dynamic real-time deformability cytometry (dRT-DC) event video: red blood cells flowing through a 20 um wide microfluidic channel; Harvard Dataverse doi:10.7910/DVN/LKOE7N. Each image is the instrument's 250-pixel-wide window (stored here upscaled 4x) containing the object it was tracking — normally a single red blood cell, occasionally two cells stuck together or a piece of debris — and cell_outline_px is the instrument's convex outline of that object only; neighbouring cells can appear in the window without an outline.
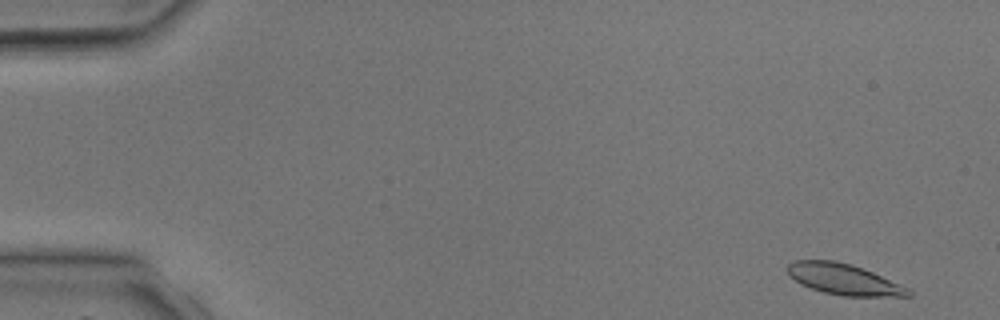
{"species": "common noctule bat (a hibernating species)", "species_latin": "Nyctalus noctula", "temperature_condition": "room temperature", "stored_images_in_passage": 3, "camera_frame_rate_fps": 3000, "um_per_image_px": 0.085, "animal": {"sex": "male", "body_mass_g": 17.9, "forearm_length_mm": 54.2}, "frame": {"image": 1, "passage_image": 1, "time_ms": 0.0, "image_size_px": [1000, 320], "cell_outline_px": [[912, 296], [840, 296], [824, 292], [800, 284], [788, 276], [784, 268], [792, 260], [836, 260], [852, 264], [872, 272], [908, 288], [912, 292]], "centroid_in_image_um": [71.64, 23.72], "position_along_channel_um": 13.4, "area_um2": 21.91}}
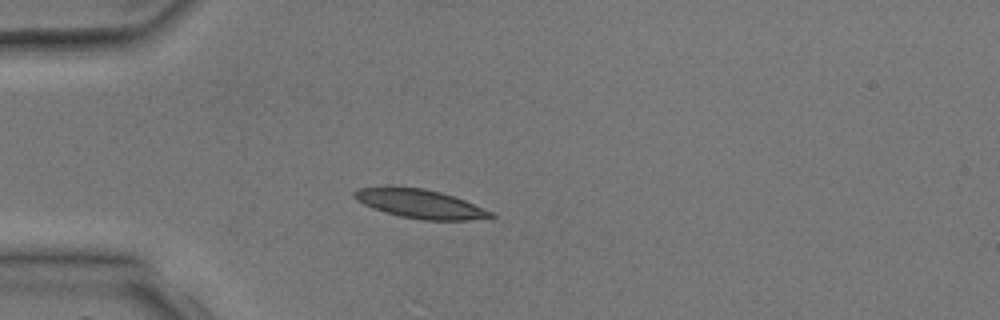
{"frame": {"image": 2, "passage_image": 3, "time_ms": 3.0, "image_size_px": [1000, 320], "cell_outline_px": [[496, 216], [468, 220], [424, 220], [400, 216], [364, 204], [356, 200], [352, 196], [352, 192], [360, 188], [424, 188], [440, 192], [464, 200], [492, 212]], "centroid_in_image_um": [35.73, 17.34], "position_along_channel_um": 49.3, "area_um2": 22.14}}